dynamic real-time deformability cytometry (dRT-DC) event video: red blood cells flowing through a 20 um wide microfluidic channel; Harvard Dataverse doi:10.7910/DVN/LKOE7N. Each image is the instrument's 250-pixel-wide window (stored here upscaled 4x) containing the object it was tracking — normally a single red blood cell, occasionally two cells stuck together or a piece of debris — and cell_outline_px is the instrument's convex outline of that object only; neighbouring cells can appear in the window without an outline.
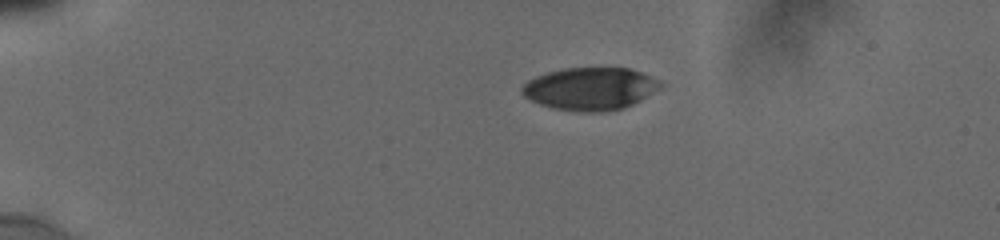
{"species": "human", "species_latin": "Homo sapiens", "temperature_condition": "cold", "stored_images_in_passage": 53, "camera_frame_rate_fps": 3000, "um_per_image_px": 0.085, "donor": {"sex": "male"}, "frame": {"image": 1, "passage_image": 1, "time_ms": 0.0, "image_size_px": [1000, 240], "cell_outline_px": [[664, 84], [660, 88], [640, 100], [624, 108], [604, 112], [584, 112], [552, 108], [540, 104], [524, 96], [520, 92], [520, 88], [528, 80], [536, 76], [548, 72], [564, 68], [628, 68], [652, 76], [660, 80]], "centroid_in_image_um": [50.17, 7.54], "position_along_channel_um": 34.8, "area_um2": 34.39}}
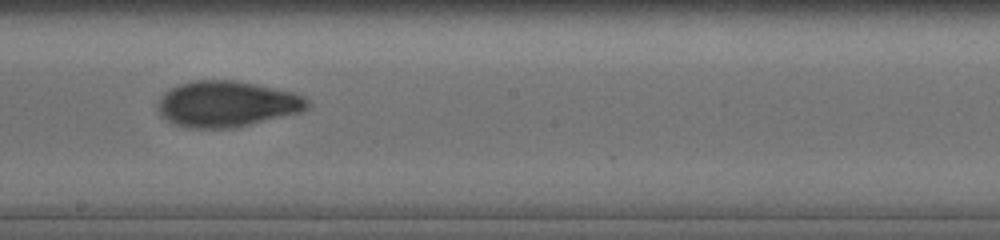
{"frame": {"image": 2, "passage_image": 26, "time_ms": 7.0, "image_size_px": [1000, 240], "cell_outline_px": [[312, 104], [308, 108], [300, 112], [236, 128], [188, 128], [176, 124], [160, 116], [156, 108], [156, 104], [160, 96], [164, 92], [180, 84], [196, 80], [232, 80], [256, 84], [296, 92], [304, 96]], "centroid_in_image_um": [19.29, 8.84], "position_along_channel_um": 228.9, "area_um2": 40.4}}
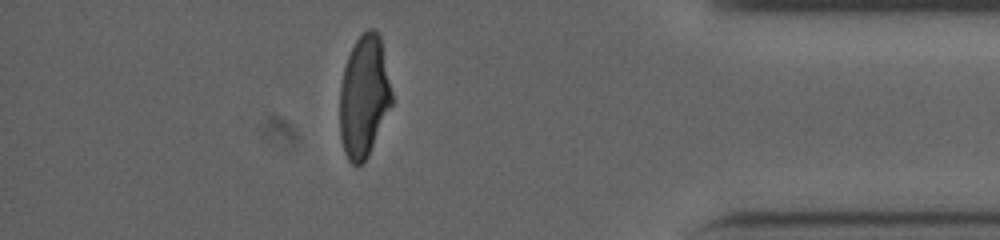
{"frame": {"image": 3, "passage_image": 46, "time_ms": 12.333, "image_size_px": [1000, 240], "cell_outline_px": [[392, 104], [368, 156], [360, 164], [352, 164], [348, 160], [344, 152], [340, 136], [340, 84], [344, 68], [348, 56], [356, 40], [368, 28], [372, 28], [380, 36], [392, 92]], "centroid_in_image_um": [30.93, 8.21], "position_along_channel_um": 404.3, "area_um2": 36.7}, "authors_computed_cell_mechanics": {"area_um2": 38.3214, "velocity_mm_per_s": 3.8329, "shape_relaxation_time_tau1_ms": 4.0725, "shape_relaxation_time_tau2_ms": 2.442, "deformation_change_tau1": 0.1749, "deformation_change_tau2": 0.0649}}